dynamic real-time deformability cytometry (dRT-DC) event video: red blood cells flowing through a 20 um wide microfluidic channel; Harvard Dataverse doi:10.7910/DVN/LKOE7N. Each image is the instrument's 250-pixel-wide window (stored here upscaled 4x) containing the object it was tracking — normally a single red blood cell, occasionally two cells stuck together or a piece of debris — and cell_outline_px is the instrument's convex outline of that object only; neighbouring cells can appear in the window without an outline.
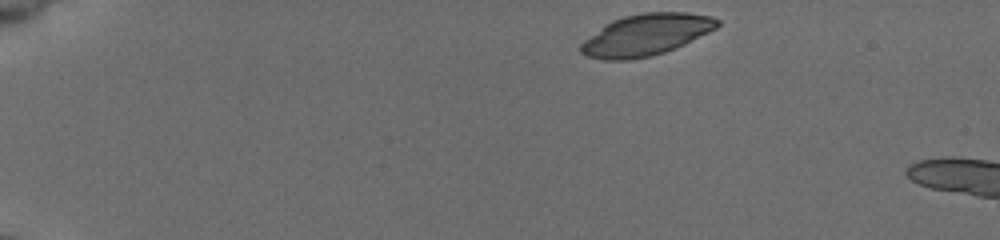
{"species": "common noctule bat (a hibernating species)", "species_latin": "Nyctalus noctula", "temperature_condition": "cold", "stored_images_in_passage": 3, "camera_frame_rate_fps": 3000, "um_per_image_px": 0.085, "animal": {"sex": "female", "body_mass_g": 19.5, "forearm_length_mm": 54.1}, "frame": {"image": 1, "passage_image": 1, "time_ms": 0.0, "image_size_px": [1000, 240], "cell_outline_px": [[720, 24], [716, 28], [684, 44], [664, 52], [652, 56], [628, 60], [604, 60], [588, 56], [580, 52], [580, 44], [584, 40], [604, 24], [612, 20], [624, 16], [644, 12], [684, 12], [712, 16], [720, 20]], "centroid_in_image_um": [54.9, 2.95], "position_along_channel_um": 30.1, "area_um2": 32.95}}